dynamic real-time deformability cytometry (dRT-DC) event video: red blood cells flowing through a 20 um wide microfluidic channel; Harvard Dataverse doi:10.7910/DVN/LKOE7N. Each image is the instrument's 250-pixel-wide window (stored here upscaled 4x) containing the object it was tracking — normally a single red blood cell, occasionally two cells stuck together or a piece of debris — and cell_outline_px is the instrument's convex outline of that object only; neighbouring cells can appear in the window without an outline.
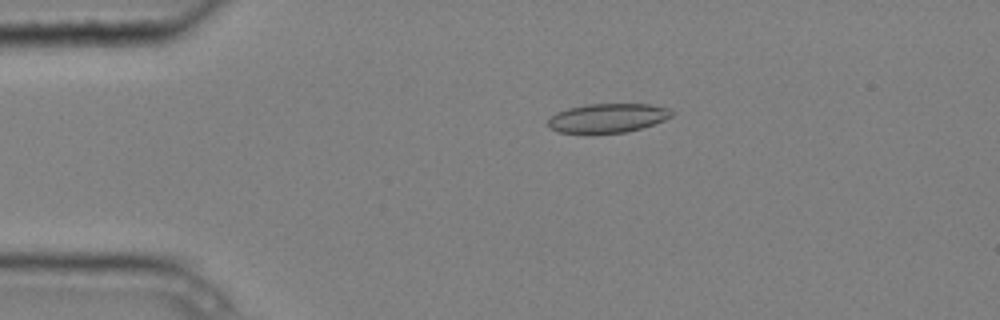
{"species": "common noctule bat (a hibernating species)", "species_latin": "Nyctalus noctula", "temperature_condition": "cold", "stored_images_in_passage": 5, "camera_frame_rate_fps": 3000, "um_per_image_px": 0.085, "animal": {"sex": "male", "body_mass_g": 20.4}, "frame": {"image": 1, "passage_image": 4, "time_ms": 1.0, "image_size_px": [1000, 320], "cell_outline_px": [[672, 116], [664, 120], [628, 132], [592, 136], [560, 132], [552, 128], [548, 124], [548, 120], [556, 112], [568, 108], [584, 104], [652, 104], [668, 108], [672, 112]], "centroid_in_image_um": [51.61, 10.07], "position_along_channel_um": 33.4, "area_um2": 21.56}}